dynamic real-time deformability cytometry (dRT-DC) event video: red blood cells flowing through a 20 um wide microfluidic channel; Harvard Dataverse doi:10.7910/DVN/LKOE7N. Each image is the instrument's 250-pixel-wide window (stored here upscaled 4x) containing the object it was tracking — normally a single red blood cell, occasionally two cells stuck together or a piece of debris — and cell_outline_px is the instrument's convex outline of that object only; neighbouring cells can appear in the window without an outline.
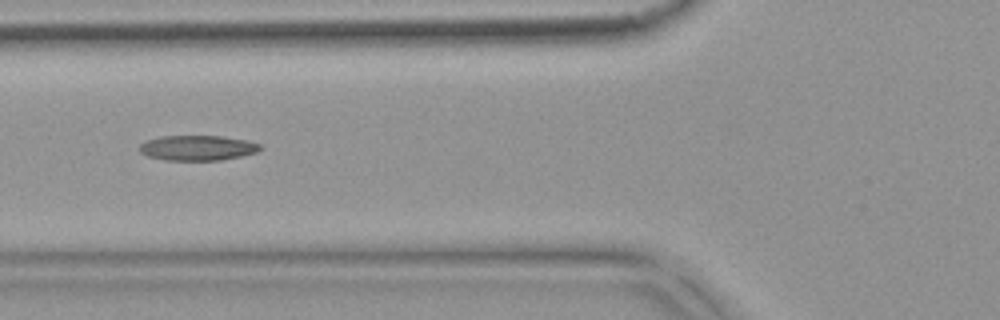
{"species": "common noctule bat (a hibernating species)", "species_latin": "Nyctalus noctula", "temperature_condition": "warm", "stored_images_in_passage": 8, "camera_frame_rate_fps": 3000, "um_per_image_px": 0.085, "animal": {"sex": "female", "body_mass_g": 18.4}, "frame": {"image": 1, "passage_image": 4, "time_ms": 1.0, "image_size_px": [1000, 320], "cell_outline_px": [[260, 148], [256, 152], [240, 156], [220, 160], [164, 160], [148, 156], [140, 152], [140, 144], [148, 140], [160, 136], [220, 136], [248, 140], [260, 144]], "centroid_in_image_um": [16.78, 12.57], "position_along_channel_um": 109.0, "area_um2": 17.51}}
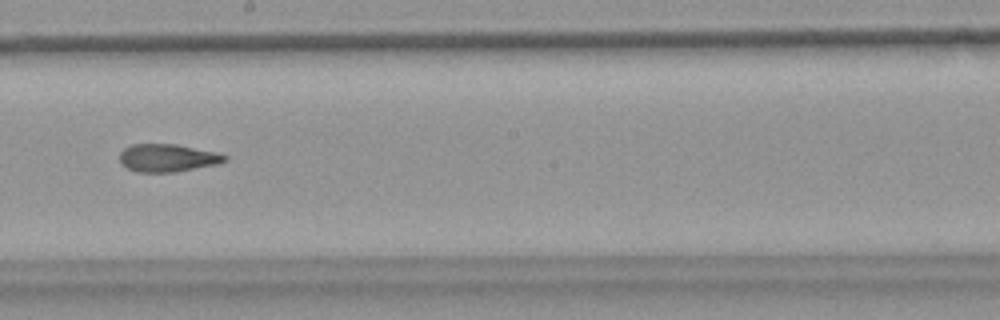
{"frame": {"image": 2, "passage_image": 7, "time_ms": 2.0, "image_size_px": [1000, 320], "cell_outline_px": [[228, 160], [216, 164], [176, 172], [136, 172], [120, 164], [120, 152], [124, 148], [132, 144], [176, 144], [220, 152], [228, 156]], "centroid_in_image_um": [14.26, 13.41], "position_along_channel_um": 233.9, "area_um2": 17.22}}
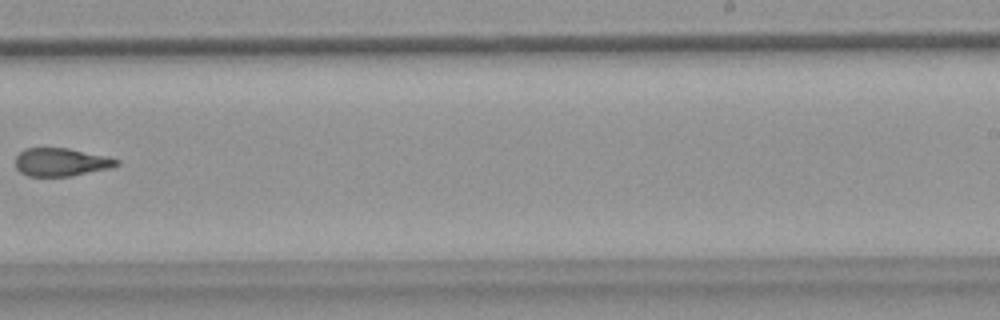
{"frame": {"image": 3, "passage_image": 8, "time_ms": 2.333, "image_size_px": [1000, 320], "cell_outline_px": [[120, 164], [112, 168], [72, 176], [28, 176], [20, 172], [16, 168], [16, 156], [24, 148], [68, 148], [108, 156], [120, 160]], "centroid_in_image_um": [5.23, 13.78], "position_along_channel_um": 283.8, "area_um2": 16.76}}